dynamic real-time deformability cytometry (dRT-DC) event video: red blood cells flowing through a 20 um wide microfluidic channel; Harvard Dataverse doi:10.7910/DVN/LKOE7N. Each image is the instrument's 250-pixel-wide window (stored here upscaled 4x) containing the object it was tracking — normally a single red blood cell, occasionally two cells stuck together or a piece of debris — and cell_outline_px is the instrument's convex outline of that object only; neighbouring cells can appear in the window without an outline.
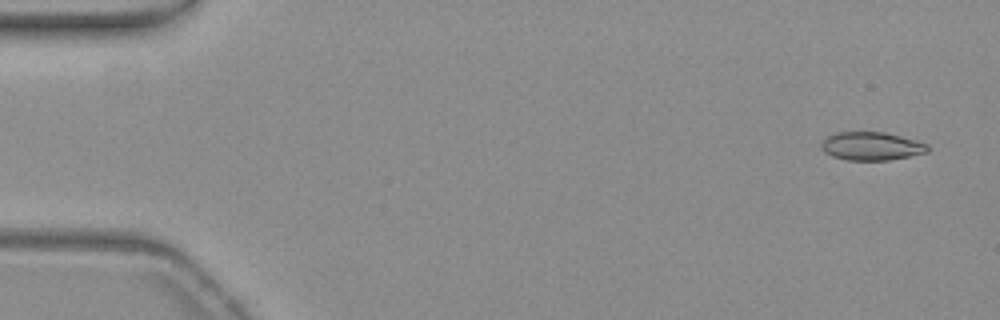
{"species": "common noctule bat (a hibernating species)", "species_latin": "Nyctalus noctula", "temperature_condition": "warm", "stored_images_in_passage": 55, "camera_frame_rate_fps": 3000, "um_per_image_px": 0.085, "animal": {"sex": "female", "body_mass_g": 19.3, "forearm_length_mm": 54.1}, "frame": {"image": 1, "passage_image": 3, "time_ms": 0.667, "image_size_px": [1000, 320], "cell_outline_px": [[928, 152], [888, 160], [848, 160], [832, 156], [824, 152], [820, 148], [820, 144], [828, 136], [836, 132], [884, 132], [916, 140], [928, 144]], "centroid_in_image_um": [74.05, 12.42], "position_along_channel_um": 11.0, "area_um2": 17.46}}
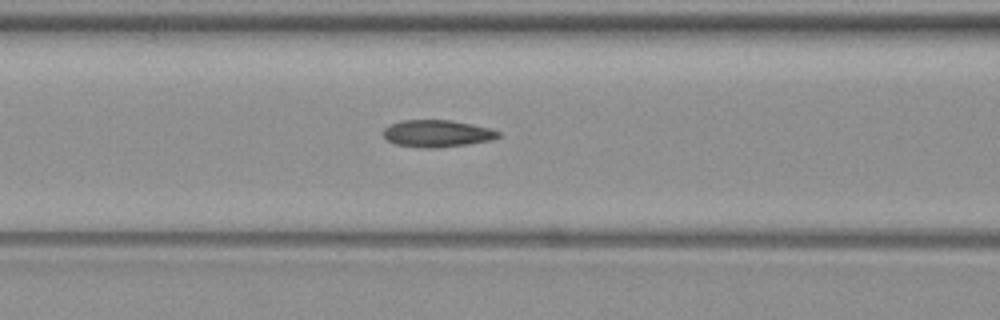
{"frame": {"image": 2, "passage_image": 23, "time_ms": 7.333, "image_size_px": [1000, 320], "cell_outline_px": [[500, 136], [492, 140], [468, 144], [436, 148], [420, 148], [396, 144], [388, 140], [384, 136], [384, 128], [388, 124], [404, 120], [448, 120], [472, 124], [488, 128], [500, 132]], "centroid_in_image_um": [37.14, 11.35], "position_along_channel_um": 129.5, "area_um2": 18.09}}
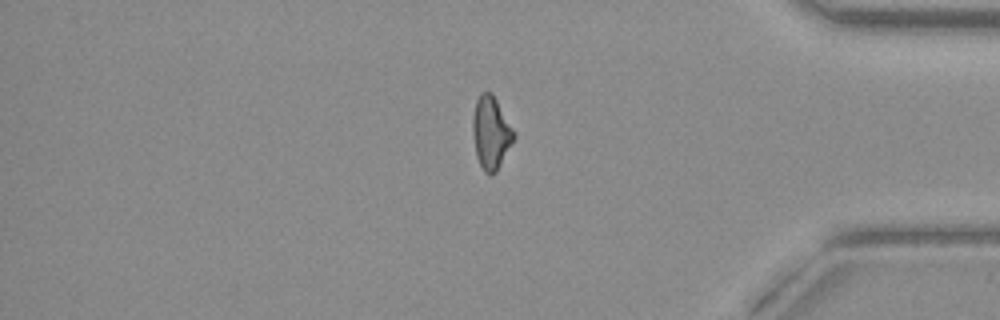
{"frame": {"image": 3, "passage_image": 46, "time_ms": 15.0, "image_size_px": [1000, 320], "cell_outline_px": [[516, 136], [496, 172], [488, 176], [484, 172], [476, 156], [472, 132], [472, 116], [476, 100], [480, 92], [492, 92], [516, 132]], "centroid_in_image_um": [41.73, 11.26], "position_along_channel_um": 393.5, "area_um2": 17.69}, "authors_computed_cell_mechanics": {"area_um2": 17.6868, "velocity_mm_per_s": 3.8028, "shape_relaxation_time_tau1_ms": null, "shape_relaxation_time_tau2_ms": 8.2232, "deformation_change_tau1": null, "deformation_change_tau2": 0.1609}}